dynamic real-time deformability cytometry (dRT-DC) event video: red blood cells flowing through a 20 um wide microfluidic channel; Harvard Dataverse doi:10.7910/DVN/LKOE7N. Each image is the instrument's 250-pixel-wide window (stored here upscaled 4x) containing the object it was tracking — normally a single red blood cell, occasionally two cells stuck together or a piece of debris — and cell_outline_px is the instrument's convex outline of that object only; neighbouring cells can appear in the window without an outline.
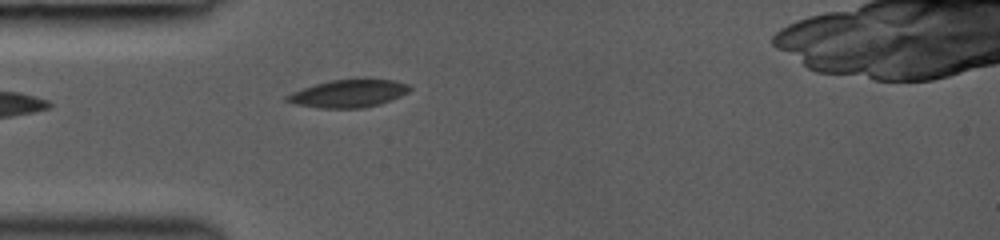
{"species": "common noctule bat (a hibernating species)", "species_latin": "Nyctalus noctula", "temperature_condition": "room temperature", "stored_images_in_passage": 1, "camera_frame_rate_fps": 3000, "um_per_image_px": 0.085, "animal": {"sex": "female", "body_mass_g": 19.0, "forearm_length_mm": 53.3}, "frame": {"image": 1, "passage_image": 1, "time_ms": 0.0, "image_size_px": [1000, 240], "cell_outline_px": [[412, 88], [408, 92], [400, 96], [380, 104], [364, 108], [320, 108], [296, 104], [284, 100], [284, 96], [292, 92], [316, 84], [332, 80], [368, 76], [396, 80], [408, 84]], "centroid_in_image_um": [29.69, 7.9], "position_along_channel_um": 55.3, "area_um2": 20.46}}